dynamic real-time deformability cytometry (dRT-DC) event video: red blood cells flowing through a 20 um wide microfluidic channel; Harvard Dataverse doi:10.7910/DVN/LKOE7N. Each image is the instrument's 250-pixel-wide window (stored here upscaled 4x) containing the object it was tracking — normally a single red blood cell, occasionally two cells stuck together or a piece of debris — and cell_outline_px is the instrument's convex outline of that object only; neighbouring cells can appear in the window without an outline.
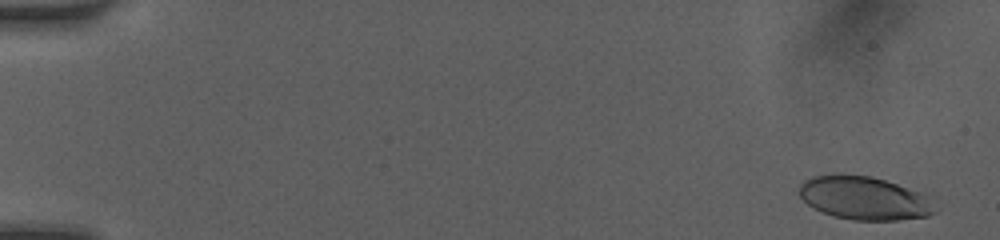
{"species": "human", "species_latin": "Homo sapiens", "temperature_condition": "room temperature", "stored_images_in_passage": 12, "camera_frame_rate_fps": 3000, "um_per_image_px": 0.085, "donor": {"sex": "female"}, "frame": {"image": 1, "passage_image": 1, "time_ms": 0.0, "image_size_px": [1000, 240], "cell_outline_px": [[940, 208], [936, 212], [928, 216], [896, 220], [852, 220], [832, 216], [808, 204], [800, 196], [800, 184], [804, 180], [812, 176], [832, 172], [872, 176], [896, 184], [928, 196]], "centroid_in_image_um": [73.47, 16.82], "position_along_channel_um": 11.5, "area_um2": 34.62}}
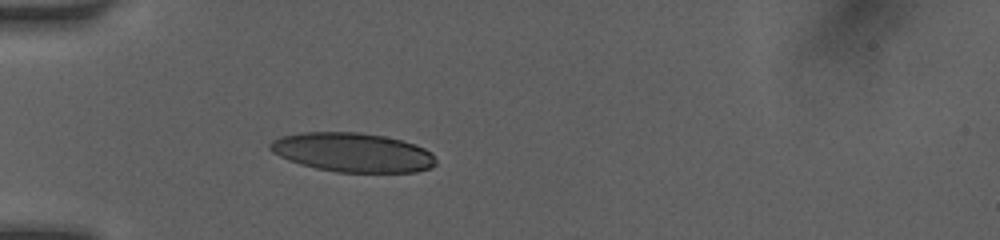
{"frame": {"image": 2, "passage_image": 8, "time_ms": 4.667, "image_size_px": [1000, 240], "cell_outline_px": [[436, 164], [432, 168], [416, 172], [336, 172], [316, 168], [300, 164], [288, 160], [272, 152], [268, 148], [268, 144], [272, 140], [280, 136], [304, 132], [356, 132], [384, 136], [400, 140], [424, 148], [432, 152], [436, 160]], "centroid_in_image_um": [29.96, 12.96], "position_along_channel_um": 55.0, "area_um2": 37.92}}
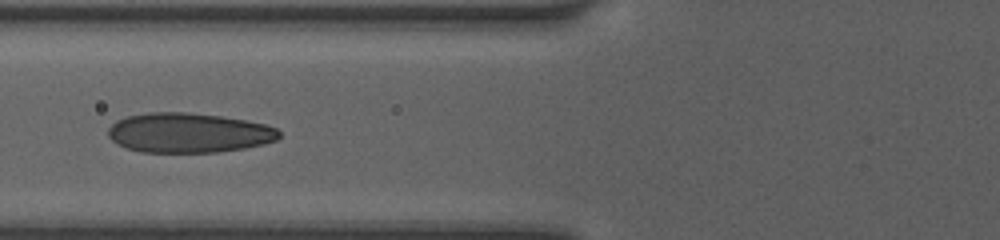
{"frame": {"image": 3, "passage_image": 11, "time_ms": 6.333, "image_size_px": [1000, 240], "cell_outline_px": [[280, 136], [276, 140], [264, 144], [244, 148], [216, 152], [140, 152], [124, 148], [116, 144], [108, 136], [108, 128], [116, 120], [124, 116], [148, 112], [188, 112], [220, 116], [244, 120], [264, 124], [276, 128], [280, 132]], "centroid_in_image_um": [15.98, 11.29], "position_along_channel_um": 109.8, "area_um2": 39.82}}